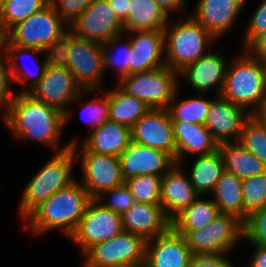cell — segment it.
<instances>
[{
    "mask_svg": "<svg viewBox=\"0 0 266 267\" xmlns=\"http://www.w3.org/2000/svg\"><path fill=\"white\" fill-rule=\"evenodd\" d=\"M5 121L16 138L35 139L58 147L64 128V113L33 98L29 93H17L7 103Z\"/></svg>",
    "mask_w": 266,
    "mask_h": 267,
    "instance_id": "obj_1",
    "label": "cell"
},
{
    "mask_svg": "<svg viewBox=\"0 0 266 267\" xmlns=\"http://www.w3.org/2000/svg\"><path fill=\"white\" fill-rule=\"evenodd\" d=\"M91 200L85 187L76 180L36 207L24 219L28 220L26 227L35 234L62 228V232L69 238Z\"/></svg>",
    "mask_w": 266,
    "mask_h": 267,
    "instance_id": "obj_2",
    "label": "cell"
},
{
    "mask_svg": "<svg viewBox=\"0 0 266 267\" xmlns=\"http://www.w3.org/2000/svg\"><path fill=\"white\" fill-rule=\"evenodd\" d=\"M78 142L72 140L49 160L28 182L21 196L20 215L25 219L36 207L57 191L64 189L76 180L72 167L76 159Z\"/></svg>",
    "mask_w": 266,
    "mask_h": 267,
    "instance_id": "obj_3",
    "label": "cell"
},
{
    "mask_svg": "<svg viewBox=\"0 0 266 267\" xmlns=\"http://www.w3.org/2000/svg\"><path fill=\"white\" fill-rule=\"evenodd\" d=\"M234 62L227 68L221 96L246 110L254 107L253 114L266 98V63L246 50Z\"/></svg>",
    "mask_w": 266,
    "mask_h": 267,
    "instance_id": "obj_4",
    "label": "cell"
},
{
    "mask_svg": "<svg viewBox=\"0 0 266 267\" xmlns=\"http://www.w3.org/2000/svg\"><path fill=\"white\" fill-rule=\"evenodd\" d=\"M163 33L165 64L178 73L188 64L208 54L204 53V48L216 39L192 17L174 25L170 23Z\"/></svg>",
    "mask_w": 266,
    "mask_h": 267,
    "instance_id": "obj_5",
    "label": "cell"
},
{
    "mask_svg": "<svg viewBox=\"0 0 266 267\" xmlns=\"http://www.w3.org/2000/svg\"><path fill=\"white\" fill-rule=\"evenodd\" d=\"M183 235L192 255L228 253L244 238V222L235 215L219 214L212 222Z\"/></svg>",
    "mask_w": 266,
    "mask_h": 267,
    "instance_id": "obj_6",
    "label": "cell"
},
{
    "mask_svg": "<svg viewBox=\"0 0 266 267\" xmlns=\"http://www.w3.org/2000/svg\"><path fill=\"white\" fill-rule=\"evenodd\" d=\"M146 244L141 235L123 231L87 249L85 267H143Z\"/></svg>",
    "mask_w": 266,
    "mask_h": 267,
    "instance_id": "obj_7",
    "label": "cell"
},
{
    "mask_svg": "<svg viewBox=\"0 0 266 267\" xmlns=\"http://www.w3.org/2000/svg\"><path fill=\"white\" fill-rule=\"evenodd\" d=\"M177 71L167 65L125 76L119 86L129 95L142 100L150 108L167 109L178 86Z\"/></svg>",
    "mask_w": 266,
    "mask_h": 267,
    "instance_id": "obj_8",
    "label": "cell"
},
{
    "mask_svg": "<svg viewBox=\"0 0 266 267\" xmlns=\"http://www.w3.org/2000/svg\"><path fill=\"white\" fill-rule=\"evenodd\" d=\"M63 24L65 22L49 2L40 11L11 27L6 37L14 45L44 50L66 32Z\"/></svg>",
    "mask_w": 266,
    "mask_h": 267,
    "instance_id": "obj_9",
    "label": "cell"
},
{
    "mask_svg": "<svg viewBox=\"0 0 266 267\" xmlns=\"http://www.w3.org/2000/svg\"><path fill=\"white\" fill-rule=\"evenodd\" d=\"M86 91L90 92L91 89H83L67 67L47 66L39 83L28 93L36 100L62 111L66 125L72 115L66 104L77 101Z\"/></svg>",
    "mask_w": 266,
    "mask_h": 267,
    "instance_id": "obj_10",
    "label": "cell"
},
{
    "mask_svg": "<svg viewBox=\"0 0 266 267\" xmlns=\"http://www.w3.org/2000/svg\"><path fill=\"white\" fill-rule=\"evenodd\" d=\"M123 231L121 215L105 208L97 199H92L69 238L84 253L94 244L108 241Z\"/></svg>",
    "mask_w": 266,
    "mask_h": 267,
    "instance_id": "obj_11",
    "label": "cell"
},
{
    "mask_svg": "<svg viewBox=\"0 0 266 267\" xmlns=\"http://www.w3.org/2000/svg\"><path fill=\"white\" fill-rule=\"evenodd\" d=\"M75 36L100 44L123 35V24L116 17L108 0H93L69 25Z\"/></svg>",
    "mask_w": 266,
    "mask_h": 267,
    "instance_id": "obj_12",
    "label": "cell"
},
{
    "mask_svg": "<svg viewBox=\"0 0 266 267\" xmlns=\"http://www.w3.org/2000/svg\"><path fill=\"white\" fill-rule=\"evenodd\" d=\"M81 155L82 185L92 199L103 192L125 184L118 156L88 152L83 146ZM78 155V156H77Z\"/></svg>",
    "mask_w": 266,
    "mask_h": 267,
    "instance_id": "obj_13",
    "label": "cell"
},
{
    "mask_svg": "<svg viewBox=\"0 0 266 267\" xmlns=\"http://www.w3.org/2000/svg\"><path fill=\"white\" fill-rule=\"evenodd\" d=\"M68 69L83 89H97L104 74L102 44L75 36L70 43Z\"/></svg>",
    "mask_w": 266,
    "mask_h": 267,
    "instance_id": "obj_14",
    "label": "cell"
},
{
    "mask_svg": "<svg viewBox=\"0 0 266 267\" xmlns=\"http://www.w3.org/2000/svg\"><path fill=\"white\" fill-rule=\"evenodd\" d=\"M131 141L163 150L176 158L173 125L167 109L151 108L131 128Z\"/></svg>",
    "mask_w": 266,
    "mask_h": 267,
    "instance_id": "obj_15",
    "label": "cell"
},
{
    "mask_svg": "<svg viewBox=\"0 0 266 267\" xmlns=\"http://www.w3.org/2000/svg\"><path fill=\"white\" fill-rule=\"evenodd\" d=\"M119 161L125 180L141 175L163 177L176 164L169 153L134 141L119 156Z\"/></svg>",
    "mask_w": 266,
    "mask_h": 267,
    "instance_id": "obj_16",
    "label": "cell"
},
{
    "mask_svg": "<svg viewBox=\"0 0 266 267\" xmlns=\"http://www.w3.org/2000/svg\"><path fill=\"white\" fill-rule=\"evenodd\" d=\"M248 111L234 105L221 95L217 96L211 101L204 126L218 144L231 142L233 138H236L234 142H237L244 123L251 116Z\"/></svg>",
    "mask_w": 266,
    "mask_h": 267,
    "instance_id": "obj_17",
    "label": "cell"
},
{
    "mask_svg": "<svg viewBox=\"0 0 266 267\" xmlns=\"http://www.w3.org/2000/svg\"><path fill=\"white\" fill-rule=\"evenodd\" d=\"M191 257L185 237L171 227L167 232L147 240L143 267H188Z\"/></svg>",
    "mask_w": 266,
    "mask_h": 267,
    "instance_id": "obj_18",
    "label": "cell"
},
{
    "mask_svg": "<svg viewBox=\"0 0 266 267\" xmlns=\"http://www.w3.org/2000/svg\"><path fill=\"white\" fill-rule=\"evenodd\" d=\"M134 34L129 40L132 48L129 75L166 65L165 59H161L165 53L163 30L134 31Z\"/></svg>",
    "mask_w": 266,
    "mask_h": 267,
    "instance_id": "obj_19",
    "label": "cell"
},
{
    "mask_svg": "<svg viewBox=\"0 0 266 267\" xmlns=\"http://www.w3.org/2000/svg\"><path fill=\"white\" fill-rule=\"evenodd\" d=\"M122 218L123 230L141 235L146 240L155 238L171 228L161 204L134 203Z\"/></svg>",
    "mask_w": 266,
    "mask_h": 267,
    "instance_id": "obj_20",
    "label": "cell"
},
{
    "mask_svg": "<svg viewBox=\"0 0 266 267\" xmlns=\"http://www.w3.org/2000/svg\"><path fill=\"white\" fill-rule=\"evenodd\" d=\"M178 165L176 163L161 180L160 204L171 221L201 196Z\"/></svg>",
    "mask_w": 266,
    "mask_h": 267,
    "instance_id": "obj_21",
    "label": "cell"
},
{
    "mask_svg": "<svg viewBox=\"0 0 266 267\" xmlns=\"http://www.w3.org/2000/svg\"><path fill=\"white\" fill-rule=\"evenodd\" d=\"M222 54L208 53L193 63L188 64L179 72V75L187 77V81L194 87L196 92L203 95L216 86L220 96L227 72V64ZM218 86V87H217Z\"/></svg>",
    "mask_w": 266,
    "mask_h": 267,
    "instance_id": "obj_22",
    "label": "cell"
},
{
    "mask_svg": "<svg viewBox=\"0 0 266 267\" xmlns=\"http://www.w3.org/2000/svg\"><path fill=\"white\" fill-rule=\"evenodd\" d=\"M244 3L245 0H199L191 17L217 38L232 26Z\"/></svg>",
    "mask_w": 266,
    "mask_h": 267,
    "instance_id": "obj_23",
    "label": "cell"
},
{
    "mask_svg": "<svg viewBox=\"0 0 266 267\" xmlns=\"http://www.w3.org/2000/svg\"><path fill=\"white\" fill-rule=\"evenodd\" d=\"M176 143V163H180L185 152L207 155L218 150V143L203 124L172 121Z\"/></svg>",
    "mask_w": 266,
    "mask_h": 267,
    "instance_id": "obj_24",
    "label": "cell"
},
{
    "mask_svg": "<svg viewBox=\"0 0 266 267\" xmlns=\"http://www.w3.org/2000/svg\"><path fill=\"white\" fill-rule=\"evenodd\" d=\"M90 134L82 146L93 153L119 157L131 142V129L110 120L92 130Z\"/></svg>",
    "mask_w": 266,
    "mask_h": 267,
    "instance_id": "obj_25",
    "label": "cell"
},
{
    "mask_svg": "<svg viewBox=\"0 0 266 267\" xmlns=\"http://www.w3.org/2000/svg\"><path fill=\"white\" fill-rule=\"evenodd\" d=\"M168 15L154 0H130L124 32L164 30Z\"/></svg>",
    "mask_w": 266,
    "mask_h": 267,
    "instance_id": "obj_26",
    "label": "cell"
},
{
    "mask_svg": "<svg viewBox=\"0 0 266 267\" xmlns=\"http://www.w3.org/2000/svg\"><path fill=\"white\" fill-rule=\"evenodd\" d=\"M218 151L222 156L224 170L242 180L266 171V165L238 141L236 144L233 141L219 143Z\"/></svg>",
    "mask_w": 266,
    "mask_h": 267,
    "instance_id": "obj_27",
    "label": "cell"
},
{
    "mask_svg": "<svg viewBox=\"0 0 266 267\" xmlns=\"http://www.w3.org/2000/svg\"><path fill=\"white\" fill-rule=\"evenodd\" d=\"M242 182L236 175L224 171L213 191V200L220 214L235 215L244 222Z\"/></svg>",
    "mask_w": 266,
    "mask_h": 267,
    "instance_id": "obj_28",
    "label": "cell"
},
{
    "mask_svg": "<svg viewBox=\"0 0 266 267\" xmlns=\"http://www.w3.org/2000/svg\"><path fill=\"white\" fill-rule=\"evenodd\" d=\"M109 120L128 128L132 126L151 108L142 100L129 95L120 86L107 94Z\"/></svg>",
    "mask_w": 266,
    "mask_h": 267,
    "instance_id": "obj_29",
    "label": "cell"
},
{
    "mask_svg": "<svg viewBox=\"0 0 266 267\" xmlns=\"http://www.w3.org/2000/svg\"><path fill=\"white\" fill-rule=\"evenodd\" d=\"M224 171L222 156L218 150L211 154L198 155L192 165L190 182L196 191L203 196V194L214 191Z\"/></svg>",
    "mask_w": 266,
    "mask_h": 267,
    "instance_id": "obj_30",
    "label": "cell"
},
{
    "mask_svg": "<svg viewBox=\"0 0 266 267\" xmlns=\"http://www.w3.org/2000/svg\"><path fill=\"white\" fill-rule=\"evenodd\" d=\"M200 197L202 196L171 221V227L175 231H193L202 228L220 214L214 200L200 199Z\"/></svg>",
    "mask_w": 266,
    "mask_h": 267,
    "instance_id": "obj_31",
    "label": "cell"
},
{
    "mask_svg": "<svg viewBox=\"0 0 266 267\" xmlns=\"http://www.w3.org/2000/svg\"><path fill=\"white\" fill-rule=\"evenodd\" d=\"M178 91L173 96L172 101L167 107L171 121H183L186 123L203 124L207 117L208 109L211 100L199 98H189L177 102L176 96Z\"/></svg>",
    "mask_w": 266,
    "mask_h": 267,
    "instance_id": "obj_32",
    "label": "cell"
},
{
    "mask_svg": "<svg viewBox=\"0 0 266 267\" xmlns=\"http://www.w3.org/2000/svg\"><path fill=\"white\" fill-rule=\"evenodd\" d=\"M27 52H32L31 54H35V52H44V50H39V49H35V48H24V47H20L17 45H14L12 43H10L7 39L5 42V51L3 53V55H7V59L9 60L10 63H8L9 67H10V73H11V79H14L15 82L18 83H24L29 79L27 84L25 85L26 88L25 90L22 91V93H28L30 90L33 89V87H35L39 81L41 80V78L43 77V75L45 74V71L47 69V61L44 60L41 64V66H39V70L37 73H34V75H29L27 71L23 72V70H21L18 65H17V59L18 57L20 58L22 56V54L27 53ZM10 58H9V56ZM32 74V73H31Z\"/></svg>",
    "mask_w": 266,
    "mask_h": 267,
    "instance_id": "obj_33",
    "label": "cell"
},
{
    "mask_svg": "<svg viewBox=\"0 0 266 267\" xmlns=\"http://www.w3.org/2000/svg\"><path fill=\"white\" fill-rule=\"evenodd\" d=\"M49 0H1L0 25L7 32L18 22L40 11Z\"/></svg>",
    "mask_w": 266,
    "mask_h": 267,
    "instance_id": "obj_34",
    "label": "cell"
},
{
    "mask_svg": "<svg viewBox=\"0 0 266 267\" xmlns=\"http://www.w3.org/2000/svg\"><path fill=\"white\" fill-rule=\"evenodd\" d=\"M238 142L266 165V126L252 114L244 123Z\"/></svg>",
    "mask_w": 266,
    "mask_h": 267,
    "instance_id": "obj_35",
    "label": "cell"
},
{
    "mask_svg": "<svg viewBox=\"0 0 266 267\" xmlns=\"http://www.w3.org/2000/svg\"><path fill=\"white\" fill-rule=\"evenodd\" d=\"M162 177L141 175L125 180V184L133 195L134 202L160 204Z\"/></svg>",
    "mask_w": 266,
    "mask_h": 267,
    "instance_id": "obj_36",
    "label": "cell"
},
{
    "mask_svg": "<svg viewBox=\"0 0 266 267\" xmlns=\"http://www.w3.org/2000/svg\"><path fill=\"white\" fill-rule=\"evenodd\" d=\"M242 195L245 222L252 212L266 206V171L243 179Z\"/></svg>",
    "mask_w": 266,
    "mask_h": 267,
    "instance_id": "obj_37",
    "label": "cell"
},
{
    "mask_svg": "<svg viewBox=\"0 0 266 267\" xmlns=\"http://www.w3.org/2000/svg\"><path fill=\"white\" fill-rule=\"evenodd\" d=\"M122 35L113 37L109 39L106 43L102 44L103 47V61H104V70L108 68H116L119 73V79L121 80L125 76L129 75V62L131 61L130 50L131 45L128 41L124 46L117 48V51L112 52V48L118 45ZM111 48V49H110ZM111 50V51H110ZM112 52V53H111ZM111 66V67H110Z\"/></svg>",
    "mask_w": 266,
    "mask_h": 267,
    "instance_id": "obj_38",
    "label": "cell"
},
{
    "mask_svg": "<svg viewBox=\"0 0 266 267\" xmlns=\"http://www.w3.org/2000/svg\"><path fill=\"white\" fill-rule=\"evenodd\" d=\"M75 34L68 28L50 46L44 49L48 54L45 58L48 66L67 67L69 63L70 43Z\"/></svg>",
    "mask_w": 266,
    "mask_h": 267,
    "instance_id": "obj_39",
    "label": "cell"
},
{
    "mask_svg": "<svg viewBox=\"0 0 266 267\" xmlns=\"http://www.w3.org/2000/svg\"><path fill=\"white\" fill-rule=\"evenodd\" d=\"M246 241L266 247V206L252 212L244 222Z\"/></svg>",
    "mask_w": 266,
    "mask_h": 267,
    "instance_id": "obj_40",
    "label": "cell"
},
{
    "mask_svg": "<svg viewBox=\"0 0 266 267\" xmlns=\"http://www.w3.org/2000/svg\"><path fill=\"white\" fill-rule=\"evenodd\" d=\"M109 194L110 199L108 202H101L103 200L104 194ZM97 200L102 204L105 208L112 210L118 215H123L126 211H128L134 202L133 195L131 194L130 189L126 184H123L119 187L112 188L103 192Z\"/></svg>",
    "mask_w": 266,
    "mask_h": 267,
    "instance_id": "obj_41",
    "label": "cell"
},
{
    "mask_svg": "<svg viewBox=\"0 0 266 267\" xmlns=\"http://www.w3.org/2000/svg\"><path fill=\"white\" fill-rule=\"evenodd\" d=\"M81 114H85V122L91 125L94 130L97 127H100L105 121H109V105H108V96L104 98L94 99L89 101L86 104L85 108L83 107Z\"/></svg>",
    "mask_w": 266,
    "mask_h": 267,
    "instance_id": "obj_42",
    "label": "cell"
},
{
    "mask_svg": "<svg viewBox=\"0 0 266 267\" xmlns=\"http://www.w3.org/2000/svg\"><path fill=\"white\" fill-rule=\"evenodd\" d=\"M93 0H49L68 27Z\"/></svg>",
    "mask_w": 266,
    "mask_h": 267,
    "instance_id": "obj_43",
    "label": "cell"
},
{
    "mask_svg": "<svg viewBox=\"0 0 266 267\" xmlns=\"http://www.w3.org/2000/svg\"><path fill=\"white\" fill-rule=\"evenodd\" d=\"M246 29L244 49L261 33L266 32V0H264L252 15Z\"/></svg>",
    "mask_w": 266,
    "mask_h": 267,
    "instance_id": "obj_44",
    "label": "cell"
},
{
    "mask_svg": "<svg viewBox=\"0 0 266 267\" xmlns=\"http://www.w3.org/2000/svg\"><path fill=\"white\" fill-rule=\"evenodd\" d=\"M224 253L192 255L188 267H233Z\"/></svg>",
    "mask_w": 266,
    "mask_h": 267,
    "instance_id": "obj_45",
    "label": "cell"
},
{
    "mask_svg": "<svg viewBox=\"0 0 266 267\" xmlns=\"http://www.w3.org/2000/svg\"><path fill=\"white\" fill-rule=\"evenodd\" d=\"M3 55H0V106L7 107V103L15 95L11 91V78L10 67H7L9 60H5ZM6 63V64H5Z\"/></svg>",
    "mask_w": 266,
    "mask_h": 267,
    "instance_id": "obj_46",
    "label": "cell"
},
{
    "mask_svg": "<svg viewBox=\"0 0 266 267\" xmlns=\"http://www.w3.org/2000/svg\"><path fill=\"white\" fill-rule=\"evenodd\" d=\"M266 63V32L258 35L243 51Z\"/></svg>",
    "mask_w": 266,
    "mask_h": 267,
    "instance_id": "obj_47",
    "label": "cell"
},
{
    "mask_svg": "<svg viewBox=\"0 0 266 267\" xmlns=\"http://www.w3.org/2000/svg\"><path fill=\"white\" fill-rule=\"evenodd\" d=\"M130 0H108L116 17L123 24L126 21Z\"/></svg>",
    "mask_w": 266,
    "mask_h": 267,
    "instance_id": "obj_48",
    "label": "cell"
},
{
    "mask_svg": "<svg viewBox=\"0 0 266 267\" xmlns=\"http://www.w3.org/2000/svg\"><path fill=\"white\" fill-rule=\"evenodd\" d=\"M251 244L255 246L254 248H256V251L248 267H266V247L253 243Z\"/></svg>",
    "mask_w": 266,
    "mask_h": 267,
    "instance_id": "obj_49",
    "label": "cell"
},
{
    "mask_svg": "<svg viewBox=\"0 0 266 267\" xmlns=\"http://www.w3.org/2000/svg\"><path fill=\"white\" fill-rule=\"evenodd\" d=\"M169 16L170 12L184 7L185 0H154Z\"/></svg>",
    "mask_w": 266,
    "mask_h": 267,
    "instance_id": "obj_50",
    "label": "cell"
},
{
    "mask_svg": "<svg viewBox=\"0 0 266 267\" xmlns=\"http://www.w3.org/2000/svg\"><path fill=\"white\" fill-rule=\"evenodd\" d=\"M252 115L266 126V98Z\"/></svg>",
    "mask_w": 266,
    "mask_h": 267,
    "instance_id": "obj_51",
    "label": "cell"
},
{
    "mask_svg": "<svg viewBox=\"0 0 266 267\" xmlns=\"http://www.w3.org/2000/svg\"><path fill=\"white\" fill-rule=\"evenodd\" d=\"M6 31L2 28V26L0 25V49L1 52L5 51V42H6ZM3 49V51H2Z\"/></svg>",
    "mask_w": 266,
    "mask_h": 267,
    "instance_id": "obj_52",
    "label": "cell"
}]
</instances>
